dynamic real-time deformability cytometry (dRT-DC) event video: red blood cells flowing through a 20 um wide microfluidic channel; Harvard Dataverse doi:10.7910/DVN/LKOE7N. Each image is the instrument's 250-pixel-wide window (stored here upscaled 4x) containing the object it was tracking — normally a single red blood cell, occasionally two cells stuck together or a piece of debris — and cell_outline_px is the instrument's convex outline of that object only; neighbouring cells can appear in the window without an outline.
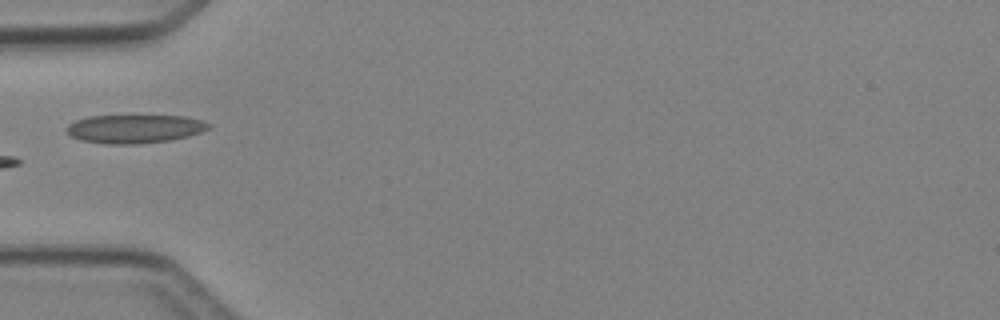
{"species": "Egyptian fruit bat (a non-hibernating species)", "species_latin": "Rousettus aegyptiacus", "temperature_condition": "cold", "stored_images_in_passage": 5, "camera_frame_rate_fps": 3000, "um_per_image_px": 0.085, "animal": {"sex": "female"}, "frame": {"image": 1, "passage_image": 4, "time_ms": 3.667, "image_size_px": [1000, 320], "cell_outline_px": [[212, 128], [188, 136], [168, 140], [136, 144], [104, 144], [80, 140], [72, 136], [68, 132], [68, 124], [76, 120], [88, 116], [184, 116], [204, 120], [212, 124]], "centroid_in_image_um": [11.49, 10.95], "position_along_channel_um": 73.5, "area_um2": 23.58}}
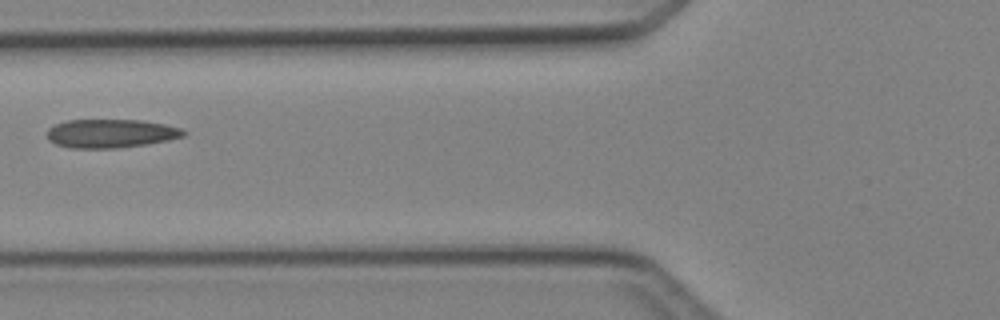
{"frame": {"image": 2, "passage_image": 5, "time_ms": 4.667, "image_size_px": [1000, 320], "cell_outline_px": [[188, 132], [184, 136], [168, 140], [144, 144], [116, 148], [72, 148], [56, 144], [48, 140], [48, 128], [56, 124], [68, 120], [140, 120], [164, 124], [180, 128]], "centroid_in_image_um": [9.42, 11.34], "position_along_channel_um": 116.4, "area_um2": 22.6}}